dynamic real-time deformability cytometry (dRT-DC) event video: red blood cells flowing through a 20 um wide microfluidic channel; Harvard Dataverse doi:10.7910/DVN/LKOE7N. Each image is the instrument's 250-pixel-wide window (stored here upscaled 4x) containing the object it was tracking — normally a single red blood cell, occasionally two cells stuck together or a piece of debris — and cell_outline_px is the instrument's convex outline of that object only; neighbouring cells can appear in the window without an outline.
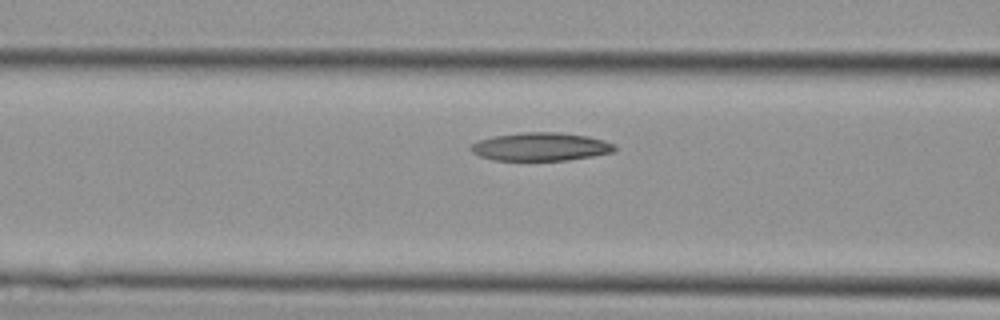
{"species": "Egyptian fruit bat (a non-hibernating species)", "species_latin": "Rousettus aegyptiacus", "temperature_condition": "cold", "stored_images_in_passage": 17, "camera_frame_rate_fps": 3000, "um_per_image_px": 0.085, "animal": {"sex": "female"}, "frame": {"image": 1, "passage_image": 15, "time_ms": 4.667, "image_size_px": [1000, 320], "cell_outline_px": [[616, 148], [612, 152], [592, 156], [568, 160], [492, 160], [480, 156], [472, 152], [468, 148], [476, 140], [492, 136], [520, 132], [556, 132], [588, 136], [604, 140], [616, 144]], "centroid_in_image_um": [45.92, 12.46], "position_along_channel_um": 120.7, "area_um2": 23.81}}